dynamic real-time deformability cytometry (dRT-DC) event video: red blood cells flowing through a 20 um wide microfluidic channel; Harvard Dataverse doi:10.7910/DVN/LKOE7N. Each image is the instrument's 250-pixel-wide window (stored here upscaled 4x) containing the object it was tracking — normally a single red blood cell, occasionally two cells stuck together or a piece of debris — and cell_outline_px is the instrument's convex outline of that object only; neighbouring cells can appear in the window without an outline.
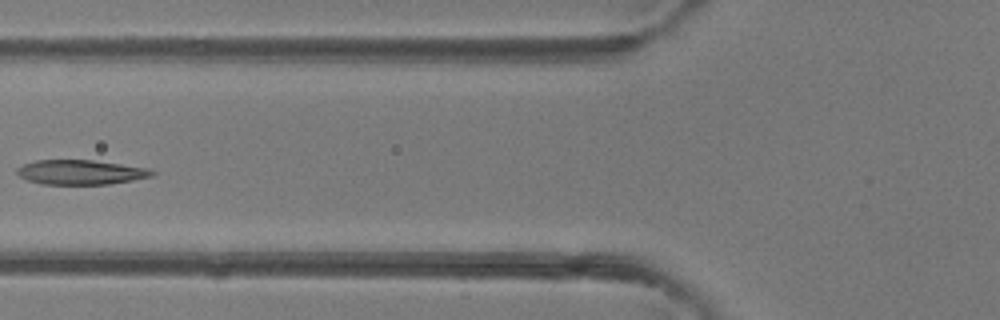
{"species": "common noctule bat (a hibernating species)", "species_latin": "Nyctalus noctula", "temperature_condition": "room temperature", "stored_images_in_passage": 5, "camera_frame_rate_fps": 3000, "um_per_image_px": 0.085, "animal": {"sex": "female"}, "frame": {"image": 1, "passage_image": 5, "time_ms": 4.333, "image_size_px": [1000, 320], "cell_outline_px": [[156, 172], [152, 176], [132, 180], [108, 184], [40, 184], [28, 180], [20, 176], [16, 172], [16, 168], [24, 164], [36, 160], [92, 160], [148, 168]], "centroid_in_image_um": [6.84, 14.64], "position_along_channel_um": 119.0, "area_um2": 19.25}}